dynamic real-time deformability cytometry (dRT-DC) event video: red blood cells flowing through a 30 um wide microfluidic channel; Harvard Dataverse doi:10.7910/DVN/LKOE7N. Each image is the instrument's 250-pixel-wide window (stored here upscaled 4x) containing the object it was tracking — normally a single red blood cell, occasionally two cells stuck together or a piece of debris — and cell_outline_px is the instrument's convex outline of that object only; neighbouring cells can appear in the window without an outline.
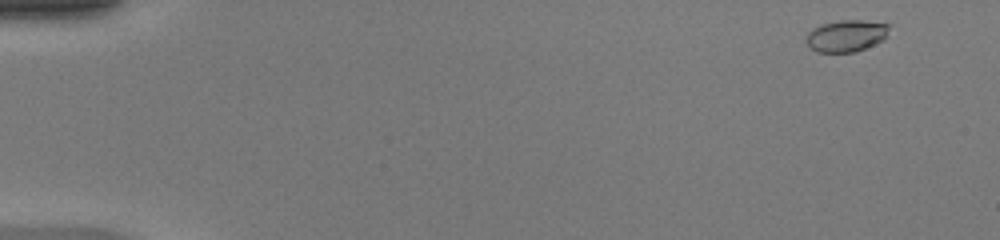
{"species": "common noctule bat (a hibernating species)", "species_latin": "Nyctalus noctula", "temperature_condition": "warm", "stored_images_in_passage": 47, "camera_frame_rate_fps": 3000, "um_per_image_px": 0.085, "animal": {"sex": "female", "body_mass_g": 20.0, "forearm_length_mm": 54.0}, "frame": {"image": 1, "passage_image": 1, "time_ms": 0.0, "image_size_px": [1000, 240], "cell_outline_px": [[888, 36], [884, 40], [856, 52], [816, 52], [808, 44], [808, 32], [812, 28], [824, 24], [840, 20], [860, 20], [888, 24]], "centroid_in_image_um": [71.97, 3.05], "position_along_channel_um": 13.0, "area_um2": 15.2}}
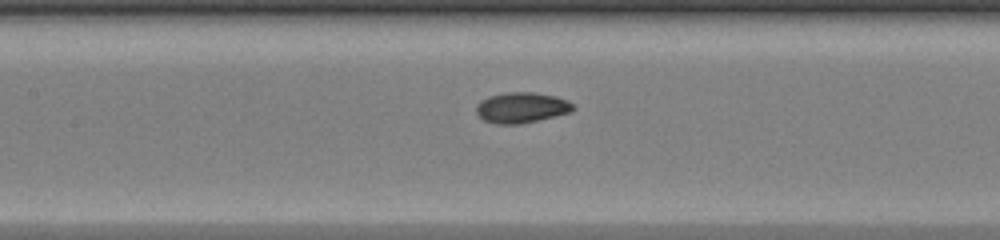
{"frame": {"image": 2, "passage_image": 22, "time_ms": 7.0, "image_size_px": [1000, 240], "cell_outline_px": [[576, 108], [572, 112], [520, 124], [496, 124], [484, 120], [476, 112], [476, 108], [480, 100], [488, 96], [508, 92], [536, 92], [556, 96], [568, 100]], "centroid_in_image_um": [44.35, 9.14], "position_along_channel_um": 163.1, "area_um2": 17.34}}
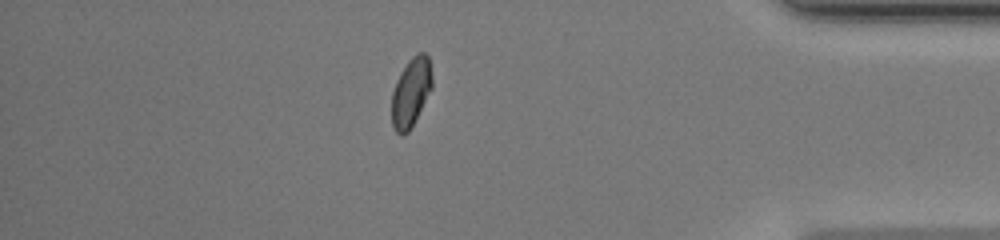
{"frame": {"image": 3, "passage_image": 41, "time_ms": 13.333, "image_size_px": [1000, 240], "cell_outline_px": [[432, 88], [408, 132], [400, 136], [392, 128], [392, 92], [396, 80], [400, 72], [408, 60], [416, 52], [424, 52], [428, 56], [432, 76]], "centroid_in_image_um": [34.92, 7.82], "position_along_channel_um": 400.3, "area_um2": 16.24}, "authors_computed_cell_mechanics": {"area_um2": 16.2996, "velocity_mm_per_s": 4.2425, "shape_relaxation_time_tau1_ms": 3.0916, "shape_relaxation_time_tau2_ms": 1.1727, "deformation_change_tau1": 0.1245, "deformation_change_tau2": 0.0414}}